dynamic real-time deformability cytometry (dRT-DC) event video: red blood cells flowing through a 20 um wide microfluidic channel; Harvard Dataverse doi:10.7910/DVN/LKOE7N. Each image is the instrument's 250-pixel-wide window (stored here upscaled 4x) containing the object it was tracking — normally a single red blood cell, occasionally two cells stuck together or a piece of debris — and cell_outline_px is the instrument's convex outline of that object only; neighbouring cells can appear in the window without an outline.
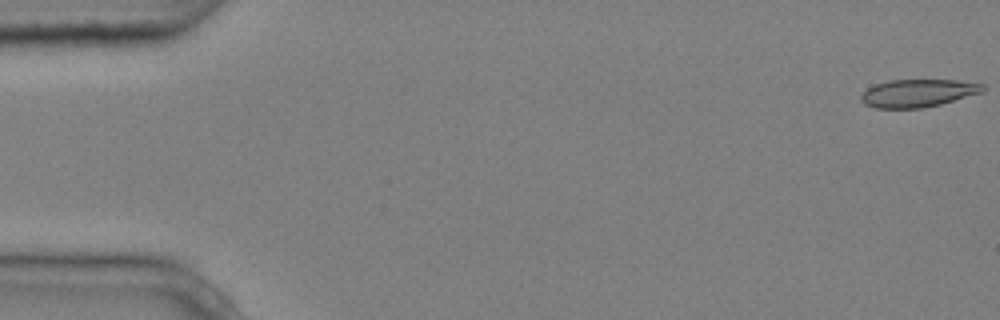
{"species": "common noctule bat (a hibernating species)", "species_latin": "Nyctalus noctula", "temperature_condition": "cold", "stored_images_in_passage": 5, "camera_frame_rate_fps": 3000, "um_per_image_px": 0.085, "animal": {"sex": "male", "body_mass_g": 20.4}, "frame": {"image": 1, "passage_image": 1, "time_ms": 0.0, "image_size_px": [1000, 320], "cell_outline_px": [[984, 92], [940, 104], [924, 108], [876, 108], [864, 104], [860, 100], [860, 96], [868, 88], [876, 84], [888, 80], [956, 80], [984, 84]], "centroid_in_image_um": [78.02, 7.92], "position_along_channel_um": 7.0, "area_um2": 19.71}}